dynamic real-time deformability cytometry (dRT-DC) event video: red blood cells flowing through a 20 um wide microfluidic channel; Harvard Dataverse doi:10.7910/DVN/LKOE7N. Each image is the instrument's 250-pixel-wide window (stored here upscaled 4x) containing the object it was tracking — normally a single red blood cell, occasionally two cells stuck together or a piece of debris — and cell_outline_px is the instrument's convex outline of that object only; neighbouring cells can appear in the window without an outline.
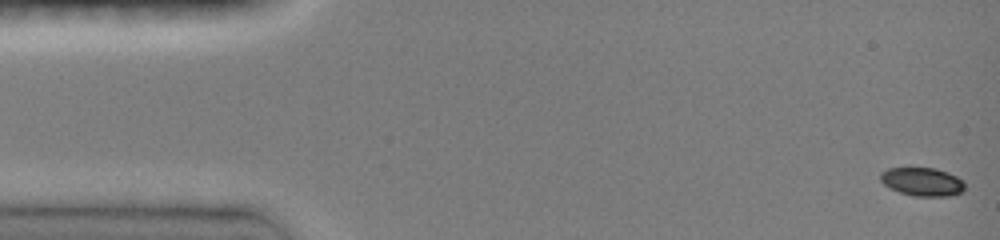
{"species": "common noctule bat (a hibernating species)", "species_latin": "Nyctalus noctula", "temperature_condition": "room temperature", "stored_images_in_passage": 47, "camera_frame_rate_fps": 3000, "um_per_image_px": 0.085, "animal": {"sex": "female", "body_mass_g": 19.0, "forearm_length_mm": 51.5}, "frame": {"image": 1, "passage_image": 1, "time_ms": 0.0, "image_size_px": [1000, 240], "cell_outline_px": [[964, 188], [960, 192], [948, 196], [912, 196], [900, 192], [884, 184], [880, 180], [880, 172], [888, 168], [936, 168], [948, 172], [964, 180]], "centroid_in_image_um": [78.39, 15.44], "position_along_channel_um": 6.6, "area_um2": 13.93}}
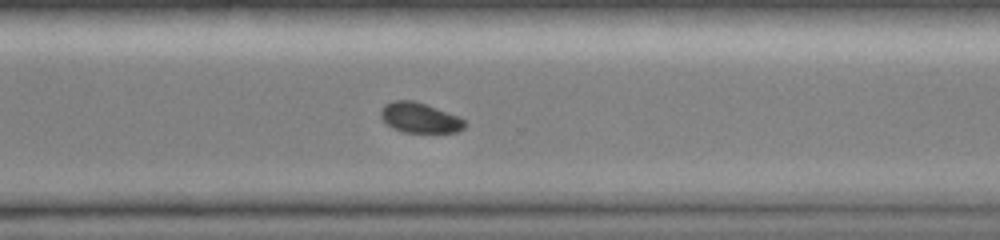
{"frame": {"image": 2, "passage_image": 34, "time_ms": 11.0, "image_size_px": [1000, 240], "cell_outline_px": [[468, 124], [464, 128], [456, 132], [404, 132], [392, 128], [380, 116], [380, 112], [384, 104], [396, 100], [412, 100], [460, 116]], "centroid_in_image_um": [35.7, 10.01], "position_along_channel_um": 334.9, "area_um2": 14.68}}
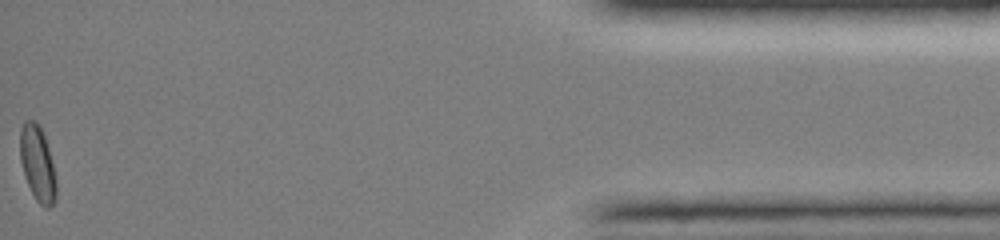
{"frame": {"image": 3, "passage_image": 47, "time_ms": 15.333, "image_size_px": [1000, 240], "cell_outline_px": [[56, 200], [48, 208], [44, 208], [36, 200], [24, 176], [20, 160], [20, 128], [24, 120], [32, 120], [40, 124], [48, 148], [56, 180]], "centroid_in_image_um": [3.17, 13.9], "position_along_channel_um": 432.0, "area_um2": 15.84}, "authors_computed_cell_mechanics": {"area_um2": 15.2592, "velocity_mm_per_s": 4.1249, "shape_relaxation_time_tau1_ms": 3.434, "shape_relaxation_time_tau2_ms": null, "deformation_change_tau1": 0.0679, "deformation_change_tau2": null}}